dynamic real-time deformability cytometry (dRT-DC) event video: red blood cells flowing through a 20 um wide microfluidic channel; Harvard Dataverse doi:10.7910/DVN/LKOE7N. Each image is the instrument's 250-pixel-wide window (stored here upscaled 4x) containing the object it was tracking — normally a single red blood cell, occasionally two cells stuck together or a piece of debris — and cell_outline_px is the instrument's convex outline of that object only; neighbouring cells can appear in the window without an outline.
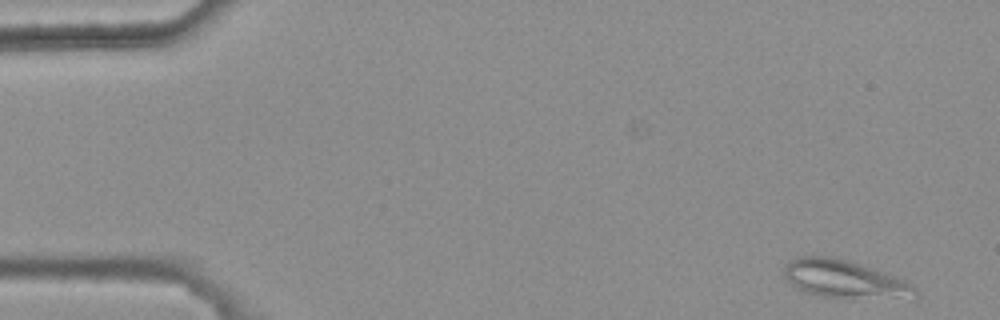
{"species": "common noctule bat (a hibernating species)", "species_latin": "Nyctalus noctula", "temperature_condition": "warm", "stored_images_in_passage": 4, "camera_frame_rate_fps": 3000, "um_per_image_px": 0.085, "animal": {"sex": "female", "body_mass_g": 25.1}, "frame": {"image": 1, "passage_image": 1, "time_ms": 0.0, "image_size_px": [1000, 320], "cell_outline_px": [[920, 296], [916, 300], [912, 300], [820, 296], [800, 292], [784, 276], [784, 264], [800, 256], [832, 256], [848, 260], [904, 280], [916, 288], [920, 292]], "centroid_in_image_um": [71.84, 23.76], "position_along_channel_um": 13.2, "area_um2": 29.36}}